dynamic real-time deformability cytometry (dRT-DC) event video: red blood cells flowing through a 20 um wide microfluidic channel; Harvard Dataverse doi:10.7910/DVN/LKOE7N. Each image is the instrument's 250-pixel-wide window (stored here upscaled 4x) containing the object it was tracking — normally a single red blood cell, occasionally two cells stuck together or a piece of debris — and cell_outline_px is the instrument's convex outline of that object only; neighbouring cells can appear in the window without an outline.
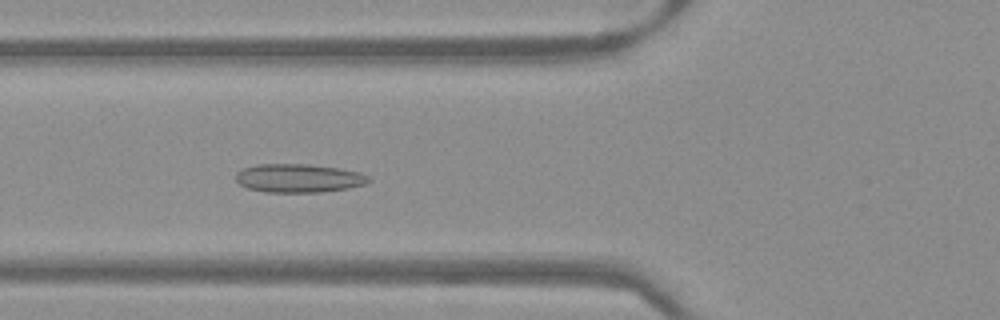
{"species": "Egyptian fruit bat (a non-hibernating species)", "species_latin": "Rousettus aegyptiacus", "temperature_condition": "warm", "stored_images_in_passage": 52, "camera_frame_rate_fps": 3000, "um_per_image_px": 0.085, "frame": {"image": 1, "passage_image": 20, "time_ms": 6.333, "image_size_px": [1000, 320], "cell_outline_px": [[372, 180], [364, 184], [348, 188], [320, 192], [264, 192], [248, 188], [240, 184], [236, 180], [236, 172], [244, 168], [256, 164], [308, 164], [340, 168], [360, 172], [368, 176]], "centroid_in_image_um": [25.39, 15.14], "position_along_channel_um": 100.4, "area_um2": 22.14}}
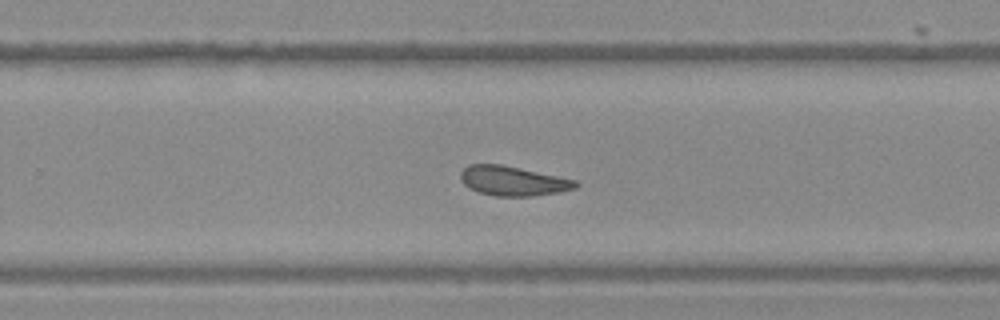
{"frame": {"image": 2, "passage_image": 34, "time_ms": 11.0, "image_size_px": [1000, 320], "cell_outline_px": [[580, 184], [576, 188], [560, 192], [532, 196], [496, 196], [480, 192], [464, 184], [460, 180], [460, 172], [468, 164], [500, 164], [576, 180]], "centroid_in_image_um": [43.6, 15.38], "position_along_channel_um": 286.2, "area_um2": 19.65}}
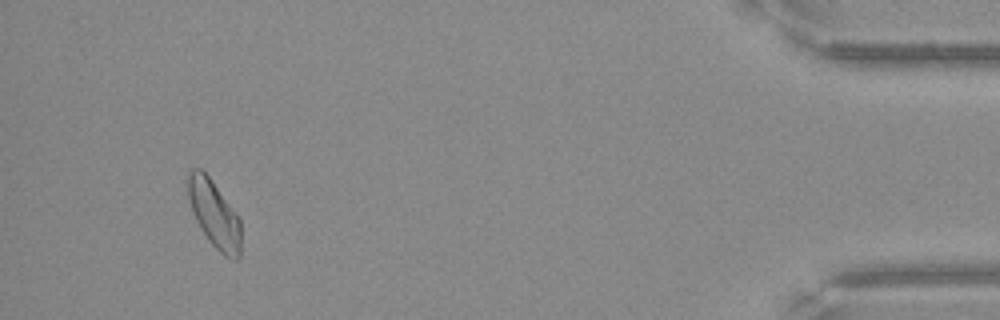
{"frame": {"image": 3, "passage_image": 49, "time_ms": 16.0, "image_size_px": [1000, 320], "cell_outline_px": [[240, 256], [236, 260], [232, 260], [224, 256], [208, 240], [200, 228], [192, 212], [188, 196], [188, 172], [192, 168], [200, 168], [208, 176], [240, 216]], "centroid_in_image_um": [18.22, 18.21], "position_along_channel_um": 417.0, "area_um2": 20.81}}